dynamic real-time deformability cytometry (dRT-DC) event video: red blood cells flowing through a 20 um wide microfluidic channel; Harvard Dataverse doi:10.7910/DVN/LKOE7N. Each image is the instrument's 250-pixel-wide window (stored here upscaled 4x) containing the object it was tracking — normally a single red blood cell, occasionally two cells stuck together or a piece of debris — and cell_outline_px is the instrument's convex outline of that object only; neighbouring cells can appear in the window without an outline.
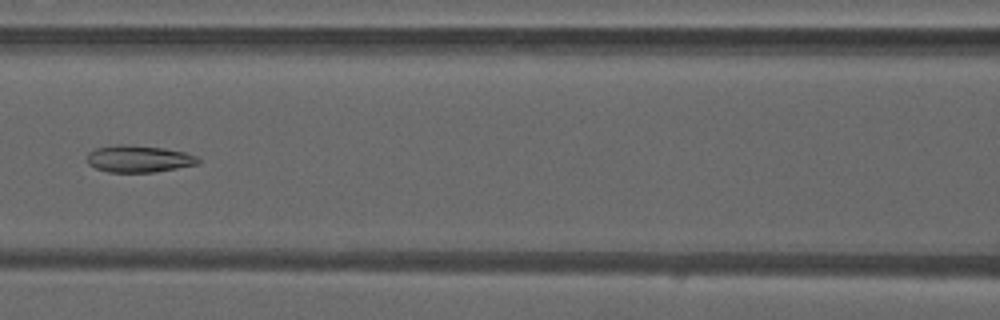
{"species": "common noctule bat (a hibernating species)", "species_latin": "Nyctalus noctula", "temperature_condition": "warm", "stored_images_in_passage": 42, "camera_frame_rate_fps": 3000, "um_per_image_px": 0.085, "animal": {"sex": "male", "forearm_length_mm": 52.5}, "frame": {"image": 1, "passage_image": 16, "time_ms": 5.0, "image_size_px": [1000, 320], "cell_outline_px": [[200, 164], [156, 172], [108, 172], [96, 168], [88, 164], [88, 152], [96, 148], [120, 144], [124, 144], [164, 148], [184, 152], [196, 156], [200, 160]], "centroid_in_image_um": [11.81, 13.5], "position_along_channel_um": 154.8, "area_um2": 17.46}}
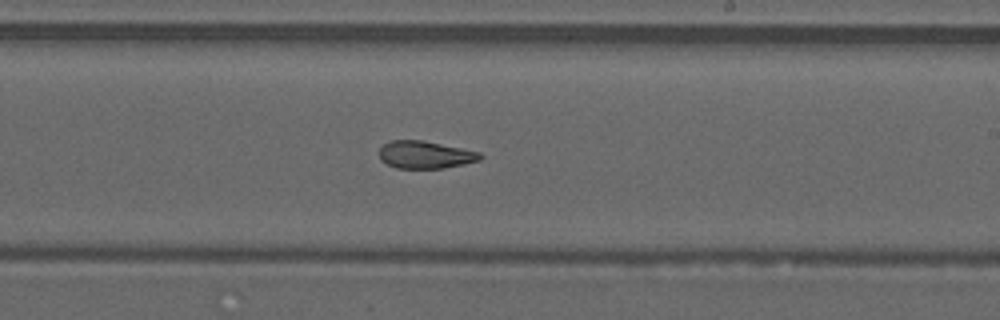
{"frame": {"image": 2, "passage_image": 23, "time_ms": 7.333, "image_size_px": [1000, 320], "cell_outline_px": [[484, 156], [480, 160], [464, 164], [444, 168], [396, 168], [380, 160], [380, 148], [388, 140], [420, 140], [480, 152]], "centroid_in_image_um": [36.14, 13.16], "position_along_channel_um": 252.9, "area_um2": 16.07}}
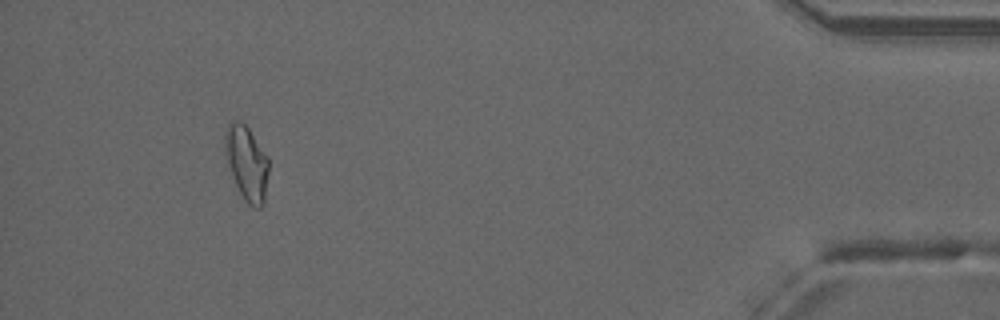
{"frame": {"image": 3, "passage_image": 39, "time_ms": 12.667, "image_size_px": [1000, 320], "cell_outline_px": [[268, 172], [264, 204], [260, 208], [252, 208], [244, 200], [236, 184], [228, 164], [224, 152], [224, 136], [228, 124], [232, 120], [240, 120], [248, 128], [268, 156]], "centroid_in_image_um": [20.97, 13.85], "position_along_channel_um": 414.2, "area_um2": 19.02}, "authors_computed_cell_mechanics": {"area_um2": 17.6001, "velocity_mm_per_s": 4.2336, "shape_relaxation_time_tau1_ms": null, "shape_relaxation_time_tau2_ms": 2.0137, "deformation_change_tau1": null, "deformation_change_tau2": 0.0873}}